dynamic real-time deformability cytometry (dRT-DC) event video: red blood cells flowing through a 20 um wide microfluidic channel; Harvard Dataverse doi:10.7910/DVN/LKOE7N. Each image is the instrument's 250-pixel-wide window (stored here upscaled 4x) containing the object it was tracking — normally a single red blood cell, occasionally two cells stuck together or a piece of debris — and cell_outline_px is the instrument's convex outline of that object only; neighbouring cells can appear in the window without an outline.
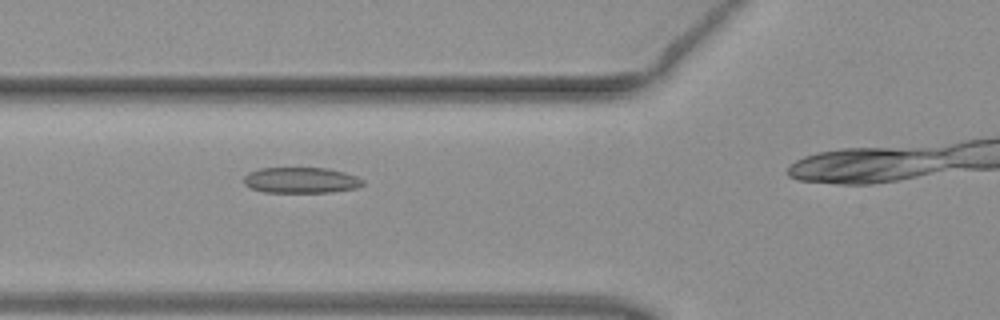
{"species": "common noctule bat (a hibernating species)", "species_latin": "Nyctalus noctula", "temperature_condition": "warm", "stored_images_in_passage": 16, "camera_frame_rate_fps": 3000, "um_per_image_px": 0.085, "animal": {"sex": "female", "body_mass_g": 19.3, "forearm_length_mm": 54.1}, "frame": {"image": 1, "passage_image": 12, "time_ms": 3.667, "image_size_px": [1000, 320], "cell_outline_px": [[364, 184], [356, 188], [332, 192], [264, 192], [252, 188], [244, 184], [244, 176], [248, 172], [260, 168], [328, 168], [344, 172], [356, 176], [364, 180]], "centroid_in_image_um": [25.59, 15.31], "position_along_channel_um": 100.2, "area_um2": 17.92}}